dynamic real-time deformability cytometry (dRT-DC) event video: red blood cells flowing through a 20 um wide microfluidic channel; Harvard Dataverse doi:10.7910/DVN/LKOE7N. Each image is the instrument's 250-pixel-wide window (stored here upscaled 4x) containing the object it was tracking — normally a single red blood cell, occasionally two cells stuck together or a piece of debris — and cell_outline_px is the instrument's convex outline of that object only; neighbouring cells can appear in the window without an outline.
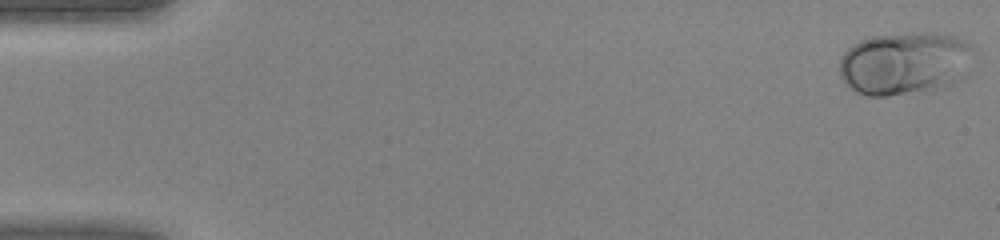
{"species": "human", "species_latin": "Homo sapiens", "temperature_condition": "warm", "stored_images_in_passage": 45, "camera_frame_rate_fps": 3000, "um_per_image_px": 0.085, "donor": {"sex": "female"}, "frame": {"image": 1, "passage_image": 1, "time_ms": 0.0, "image_size_px": [1000, 240], "cell_outline_px": [[972, 48], [964, 76], [960, 80], [944, 88], [888, 96], [864, 96], [856, 92], [844, 84], [840, 76], [840, 60], [844, 52], [852, 44], [860, 40], [872, 36], [912, 32], [936, 32], [952, 36], [964, 40]], "centroid_in_image_um": [76.85, 5.38], "position_along_channel_um": 8.2, "area_um2": 49.53}}
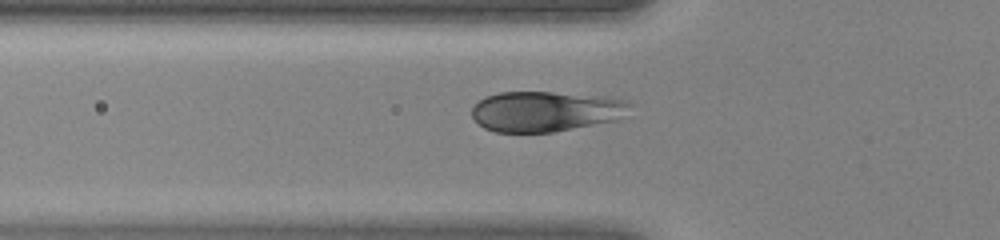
{"frame": {"image": 2, "passage_image": 16, "time_ms": 5.0, "image_size_px": [1000, 240], "cell_outline_px": [[632, 104], [624, 116], [620, 120], [552, 132], [496, 132], [484, 128], [472, 116], [472, 108], [484, 96], [500, 92], [552, 92], [608, 96], [628, 100]], "centroid_in_image_um": [46.43, 9.46], "position_along_channel_um": 79.4, "area_um2": 37.51}}
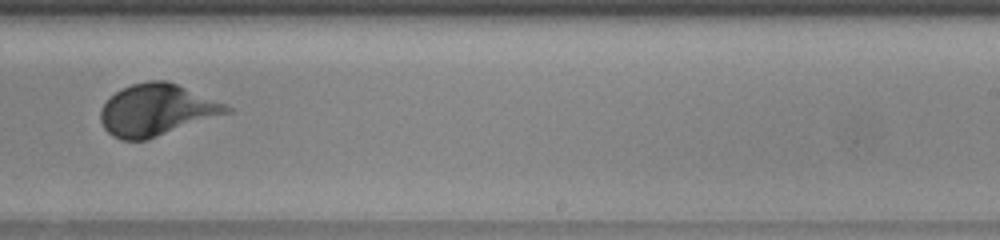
{"frame": {"image": 3, "passage_image": 29, "time_ms": 9.333, "image_size_px": [1000, 240], "cell_outline_px": [[232, 112], [148, 140], [120, 140], [112, 136], [104, 128], [100, 120], [100, 108], [116, 92], [132, 84], [148, 80], [168, 80], [228, 104], [232, 108]], "centroid_in_image_um": [13.35, 9.35], "position_along_channel_um": 275.7, "area_um2": 38.26}}